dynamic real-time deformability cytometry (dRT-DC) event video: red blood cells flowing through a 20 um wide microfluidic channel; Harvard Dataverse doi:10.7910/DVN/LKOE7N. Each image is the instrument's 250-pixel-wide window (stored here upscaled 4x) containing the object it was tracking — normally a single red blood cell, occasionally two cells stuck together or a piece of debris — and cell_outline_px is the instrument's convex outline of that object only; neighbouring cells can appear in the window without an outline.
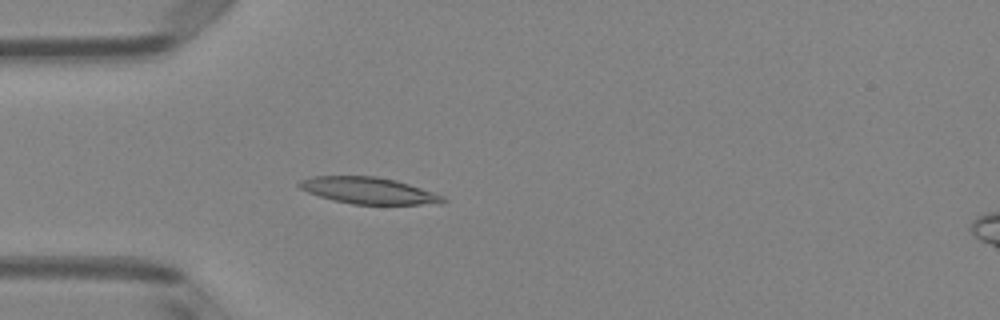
{"species": "Egyptian fruit bat (a non-hibernating species)", "species_latin": "Rousettus aegyptiacus", "temperature_condition": "room temperature", "stored_images_in_passage": 3, "camera_frame_rate_fps": 3000, "um_per_image_px": 0.085, "animal": {"sex": "female"}, "frame": {"image": 1, "passage_image": 3, "time_ms": 0.667, "image_size_px": [1000, 320], "cell_outline_px": [[448, 200], [440, 204], [352, 204], [332, 200], [308, 192], [300, 188], [296, 184], [300, 180], [312, 176], [376, 176], [396, 180], [444, 196]], "centroid_in_image_um": [31.32, 16.2], "position_along_channel_um": 53.7, "area_um2": 22.2}}